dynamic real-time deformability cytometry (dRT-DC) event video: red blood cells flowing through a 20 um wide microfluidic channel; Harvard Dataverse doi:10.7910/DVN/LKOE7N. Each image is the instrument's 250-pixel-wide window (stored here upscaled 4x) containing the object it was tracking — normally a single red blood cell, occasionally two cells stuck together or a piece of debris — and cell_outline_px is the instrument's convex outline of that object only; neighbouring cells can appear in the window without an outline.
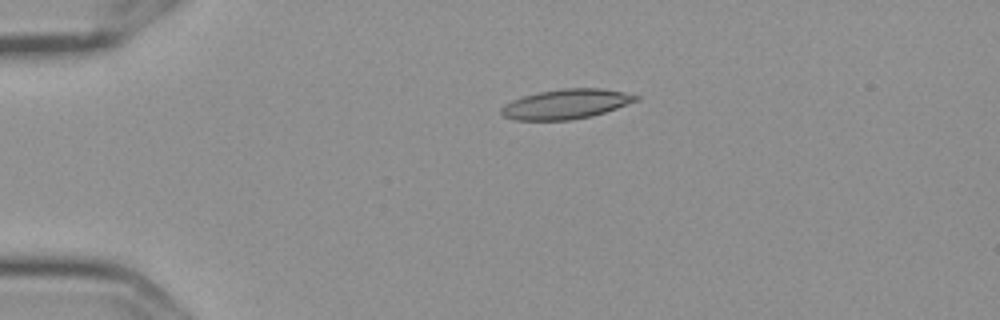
{"species": "Egyptian fruit bat (a non-hibernating species)", "species_latin": "Rousettus aegyptiacus", "temperature_condition": "cold", "stored_images_in_passage": 6, "camera_frame_rate_fps": 3000, "um_per_image_px": 0.085, "frame": {"image": 1, "passage_image": 3, "time_ms": 0.667, "image_size_px": [1000, 320], "cell_outline_px": [[640, 100], [592, 116], [572, 120], [512, 120], [504, 116], [500, 112], [500, 108], [504, 104], [512, 100], [536, 92], [564, 88], [604, 88], [624, 92], [640, 96]], "centroid_in_image_um": [48.11, 8.84], "position_along_channel_um": 36.9, "area_um2": 23.52}}
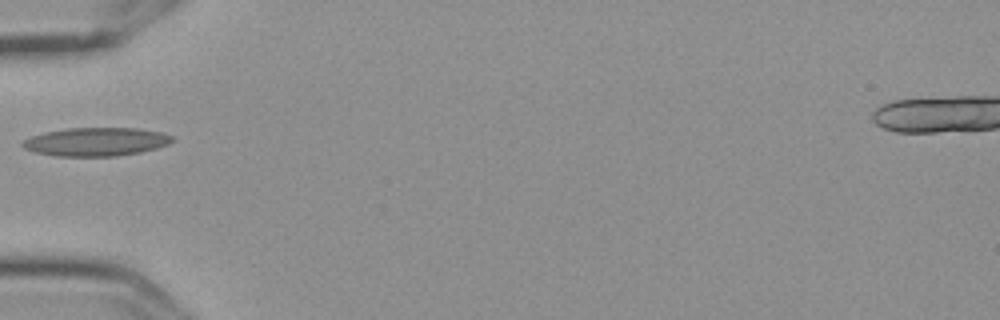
{"frame": {"image": 2, "passage_image": 5, "time_ms": 1.333, "image_size_px": [1000, 320], "cell_outline_px": [[176, 140], [168, 144], [156, 148], [140, 152], [116, 156], [56, 156], [36, 152], [24, 148], [20, 144], [24, 140], [32, 136], [44, 132], [68, 128], [140, 128], [160, 132], [172, 136]], "centroid_in_image_um": [8.18, 12.05], "position_along_channel_um": 76.8, "area_um2": 24.8}}
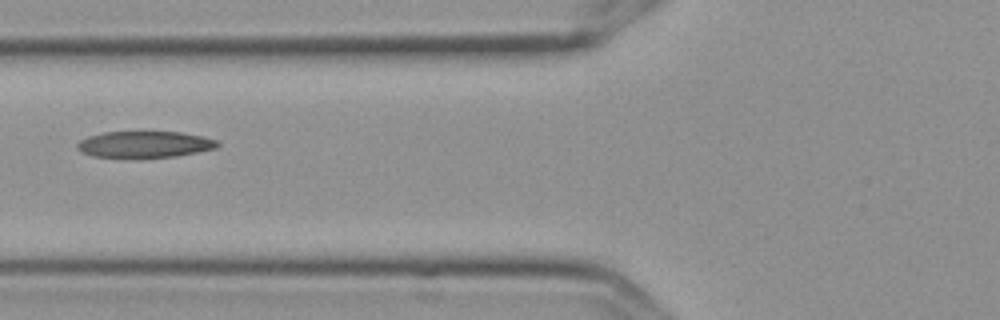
{"frame": {"image": 3, "passage_image": 6, "time_ms": 1.667, "image_size_px": [1000, 320], "cell_outline_px": [[220, 144], [216, 148], [176, 156], [92, 156], [80, 152], [76, 148], [76, 144], [80, 140], [88, 136], [104, 132], [180, 132], [200, 136], [216, 140]], "centroid_in_image_um": [12.25, 12.25], "position_along_channel_um": 113.5, "area_um2": 21.04}}